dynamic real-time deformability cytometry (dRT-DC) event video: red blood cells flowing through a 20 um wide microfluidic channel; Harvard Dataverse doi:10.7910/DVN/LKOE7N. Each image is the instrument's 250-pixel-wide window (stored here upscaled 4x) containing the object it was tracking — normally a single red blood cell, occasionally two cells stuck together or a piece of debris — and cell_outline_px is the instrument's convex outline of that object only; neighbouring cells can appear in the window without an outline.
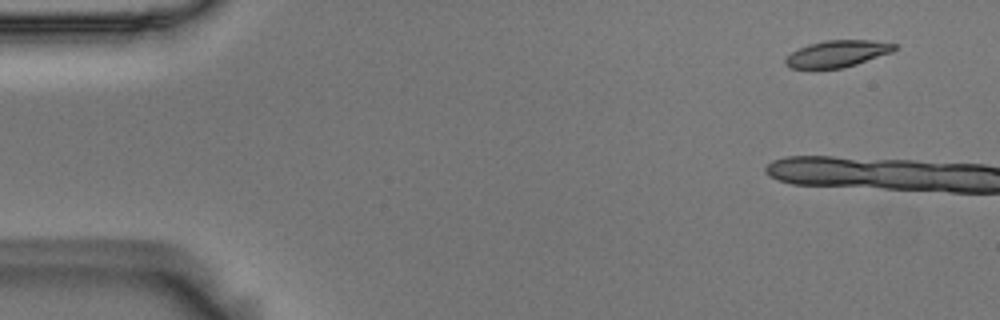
{"species": "Egyptian fruit bat (a non-hibernating species)", "species_latin": "Rousettus aegyptiacus", "temperature_condition": "room temperature", "stored_images_in_passage": 6, "camera_frame_rate_fps": 3000, "um_per_image_px": 0.085, "animal": {"sex": "male"}, "frame": {"image": 1, "passage_image": 1, "time_ms": 0.0, "image_size_px": [1000, 320], "cell_outline_px": [[896, 48], [892, 52], [856, 64], [840, 68], [792, 68], [784, 64], [784, 60], [792, 52], [808, 44], [824, 40], [868, 40], [896, 44]], "centroid_in_image_um": [71.15, 4.56], "position_along_channel_um": 13.8, "area_um2": 16.7}}